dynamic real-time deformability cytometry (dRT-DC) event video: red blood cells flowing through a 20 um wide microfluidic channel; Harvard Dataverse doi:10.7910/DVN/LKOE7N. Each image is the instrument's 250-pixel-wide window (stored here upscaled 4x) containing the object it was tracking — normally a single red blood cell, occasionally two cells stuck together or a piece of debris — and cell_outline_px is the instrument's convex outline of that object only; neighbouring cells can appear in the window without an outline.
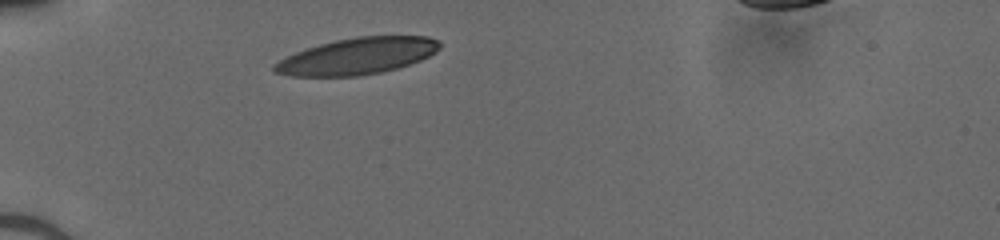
{"species": "human", "species_latin": "Homo sapiens", "temperature_condition": "cold", "stored_images_in_passage": 30, "camera_frame_rate_fps": 3000, "um_per_image_px": 0.085, "donor": {"sex": "male"}, "frame": {"image": 1, "passage_image": 1, "time_ms": 0.0, "image_size_px": [1000, 240], "cell_outline_px": [[440, 48], [436, 52], [420, 60], [396, 68], [380, 72], [360, 76], [288, 76], [276, 72], [272, 68], [272, 64], [284, 56], [320, 44], [336, 40], [356, 36], [428, 36], [440, 40]], "centroid_in_image_um": [30.35, 4.77], "position_along_channel_um": 54.6, "area_um2": 35.2}}
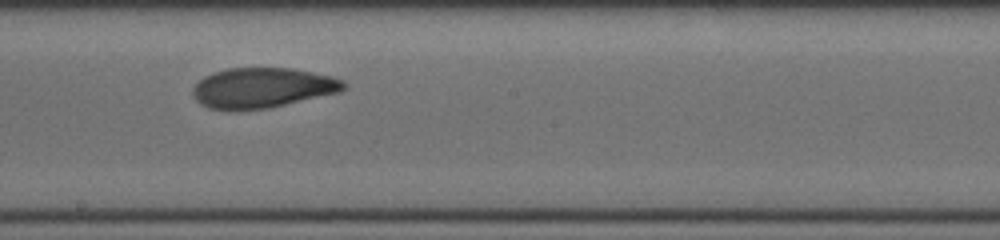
{"frame": {"image": 2, "passage_image": 15, "time_ms": 4.667, "image_size_px": [1000, 240], "cell_outline_px": [[348, 84], [340, 92], [268, 108], [208, 108], [200, 104], [192, 96], [192, 88], [204, 76], [212, 72], [228, 68], [292, 68], [332, 76], [344, 80]], "centroid_in_image_um": [22.32, 7.44], "position_along_channel_um": 225.9, "area_um2": 34.97}}
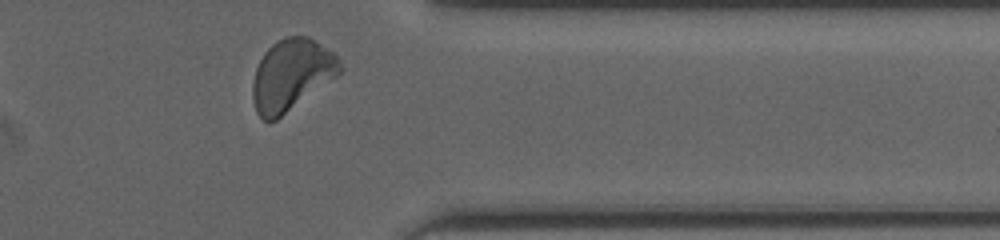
{"frame": {"image": 3, "passage_image": 27, "time_ms": 8.667, "image_size_px": [1000, 240], "cell_outline_px": [[344, 68], [336, 76], [276, 120], [264, 120], [256, 112], [252, 96], [252, 84], [256, 68], [264, 52], [276, 40], [288, 36], [308, 36], [332, 52], [336, 56]], "centroid_in_image_um": [24.75, 6.35], "position_along_channel_um": 386.6, "area_um2": 35.84}}